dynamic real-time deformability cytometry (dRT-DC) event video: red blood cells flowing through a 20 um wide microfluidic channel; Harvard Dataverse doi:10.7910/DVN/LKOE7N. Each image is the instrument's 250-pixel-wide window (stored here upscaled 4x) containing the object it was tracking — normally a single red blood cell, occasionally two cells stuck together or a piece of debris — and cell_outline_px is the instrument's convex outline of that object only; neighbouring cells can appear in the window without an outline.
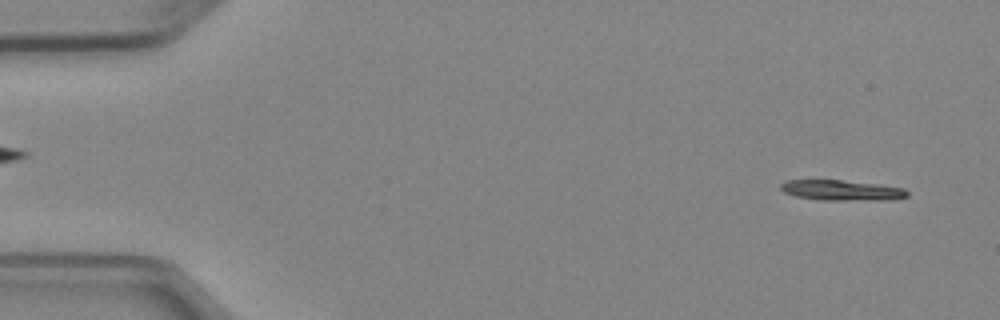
{"species": "Egyptian fruit bat (a non-hibernating species)", "species_latin": "Rousettus aegyptiacus", "temperature_condition": "cold", "stored_images_in_passage": 4, "camera_frame_rate_fps": 3000, "um_per_image_px": 0.085, "animal": {"sex": "female"}, "frame": {"image": 1, "passage_image": 1, "time_ms": 0.0, "image_size_px": [1000, 320], "cell_outline_px": [[908, 196], [896, 200], [824, 200], [796, 196], [784, 192], [780, 188], [780, 184], [784, 180], [840, 180], [876, 184], [904, 188], [908, 192]], "centroid_in_image_um": [71.57, 16.18], "position_along_channel_um": 13.4, "area_um2": 15.03}}
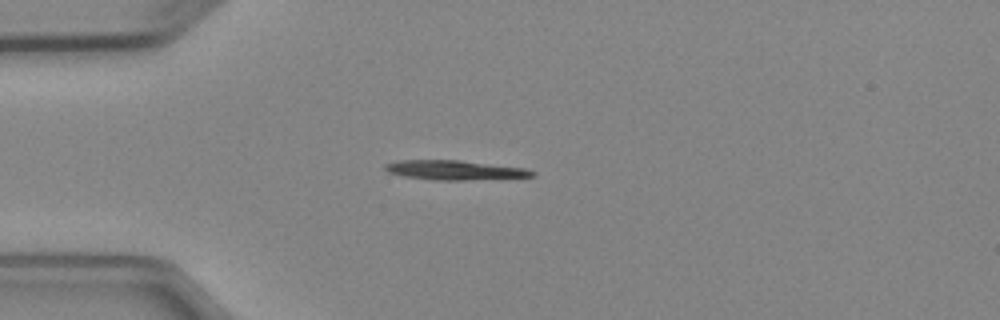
{"frame": {"image": 2, "passage_image": 4, "time_ms": 3.333, "image_size_px": [1000, 320], "cell_outline_px": [[536, 176], [464, 180], [436, 180], [404, 176], [388, 172], [384, 168], [384, 164], [396, 160], [460, 160], [524, 168], [536, 172]], "centroid_in_image_um": [38.62, 14.45], "position_along_channel_um": 46.4, "area_um2": 16.59}}